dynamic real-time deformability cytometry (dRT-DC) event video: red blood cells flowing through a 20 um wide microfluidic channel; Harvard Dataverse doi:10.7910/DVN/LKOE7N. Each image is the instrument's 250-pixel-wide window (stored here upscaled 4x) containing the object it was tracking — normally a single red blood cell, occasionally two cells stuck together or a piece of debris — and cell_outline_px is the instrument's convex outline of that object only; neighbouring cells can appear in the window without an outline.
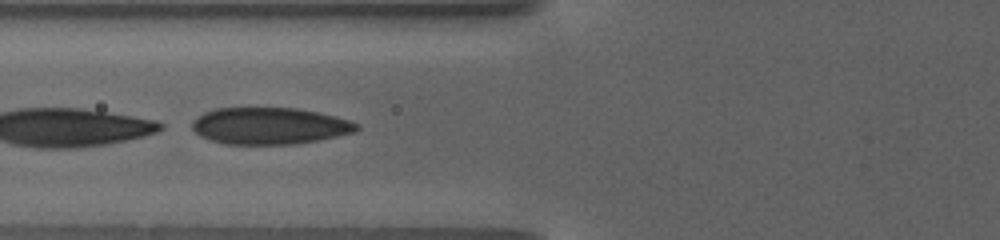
{"species": "human", "species_latin": "Homo sapiens", "temperature_condition": "warm", "stored_images_in_passage": 15, "segment_of_instrument_passage": [2, 2], "camera_frame_rate_fps": 3000, "um_per_image_px": 0.085, "donor": {"sex": "female"}, "frame": {"image": 1, "passage_image": 13, "time_ms": 4.0, "image_size_px": [1000, 240], "cell_outline_px": [[360, 128], [356, 132], [296, 144], [224, 144], [200, 136], [192, 128], [192, 120], [204, 112], [216, 108], [296, 108], [316, 112], [348, 120], [356, 124]], "centroid_in_image_um": [22.87, 10.7], "position_along_channel_um": 102.9, "area_um2": 34.97}}